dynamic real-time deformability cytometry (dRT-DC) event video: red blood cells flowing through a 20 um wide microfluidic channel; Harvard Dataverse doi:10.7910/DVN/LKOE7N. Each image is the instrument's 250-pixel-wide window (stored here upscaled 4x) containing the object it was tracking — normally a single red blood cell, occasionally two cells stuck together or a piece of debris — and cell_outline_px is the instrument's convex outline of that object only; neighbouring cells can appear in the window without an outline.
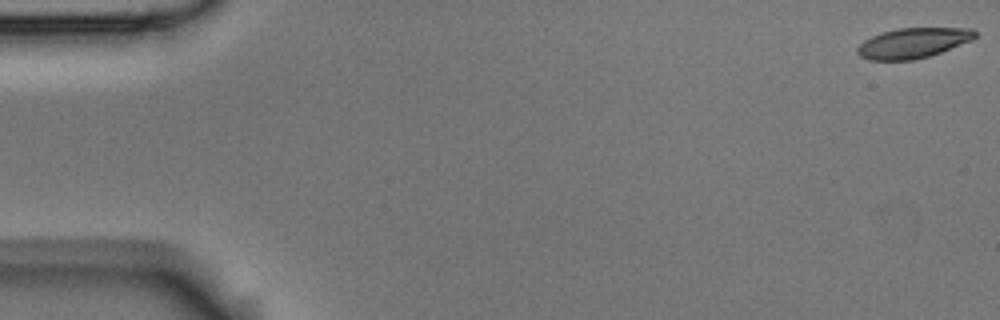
{"species": "Egyptian fruit bat (a non-hibernating species)", "species_latin": "Rousettus aegyptiacus", "temperature_condition": "room temperature", "stored_images_in_passage": 8, "camera_frame_rate_fps": 3000, "um_per_image_px": 0.085, "animal": {"sex": "male"}, "frame": {"image": 1, "passage_image": 1, "time_ms": 0.0, "image_size_px": [1000, 320], "cell_outline_px": [[976, 36], [972, 40], [940, 52], [928, 56], [912, 60], [868, 60], [860, 56], [856, 52], [856, 48], [864, 40], [880, 32], [896, 28], [972, 28], [976, 32]], "centroid_in_image_um": [77.57, 3.65], "position_along_channel_um": 7.4, "area_um2": 20.69}}